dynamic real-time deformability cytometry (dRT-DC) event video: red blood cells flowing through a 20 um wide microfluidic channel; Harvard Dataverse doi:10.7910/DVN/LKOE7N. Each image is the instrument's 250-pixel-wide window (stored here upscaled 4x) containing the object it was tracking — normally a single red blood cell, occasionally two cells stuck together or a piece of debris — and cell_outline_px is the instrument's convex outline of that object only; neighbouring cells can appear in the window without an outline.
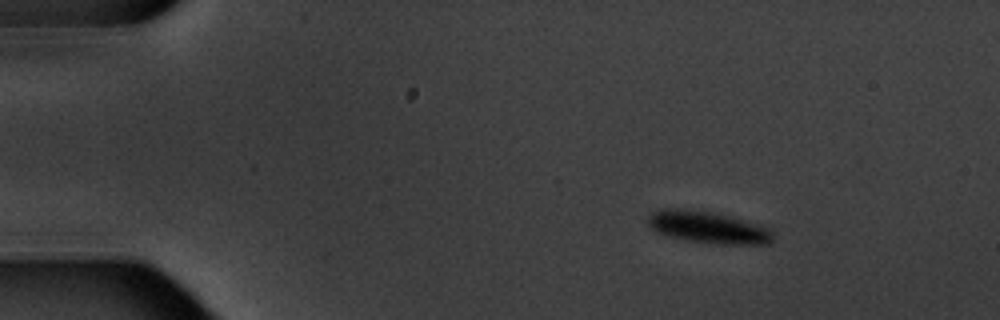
{"species": "common noctule bat (a hibernating species)", "species_latin": "Nyctalus noctula", "temperature_condition": "warm", "stored_images_in_passage": 7, "camera_frame_rate_fps": 3000, "um_per_image_px": 0.085, "animal": {"sex": "male", "body_mass_g": 20.1, "forearm_length_mm": 53.5}, "frame": {"image": 1, "passage_image": 1, "time_ms": 0.0, "image_size_px": [1000, 320], "cell_outline_px": [[772, 240], [768, 244], [720, 244], [688, 240], [668, 236], [656, 232], [648, 224], [648, 216], [652, 212], [660, 208], [680, 208], [712, 212], [732, 216], [772, 228]], "centroid_in_image_um": [60.18, 19.3], "position_along_channel_um": 24.8, "area_um2": 23.41}}
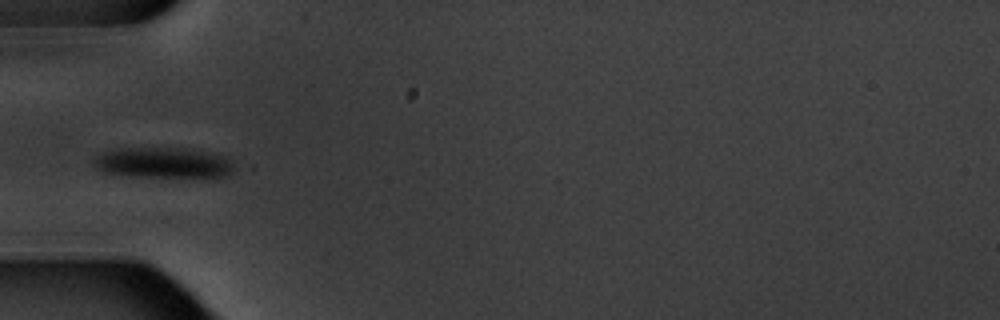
{"frame": {"image": 2, "passage_image": 4, "time_ms": 3.667, "image_size_px": [1000, 320], "cell_outline_px": [[236, 168], [232, 172], [224, 176], [132, 176], [100, 172], [92, 164], [92, 156], [104, 152], [124, 148], [176, 148], [212, 152], [224, 156], [236, 164]], "centroid_in_image_um": [13.84, 13.82], "position_along_channel_um": 71.2, "area_um2": 25.03}}
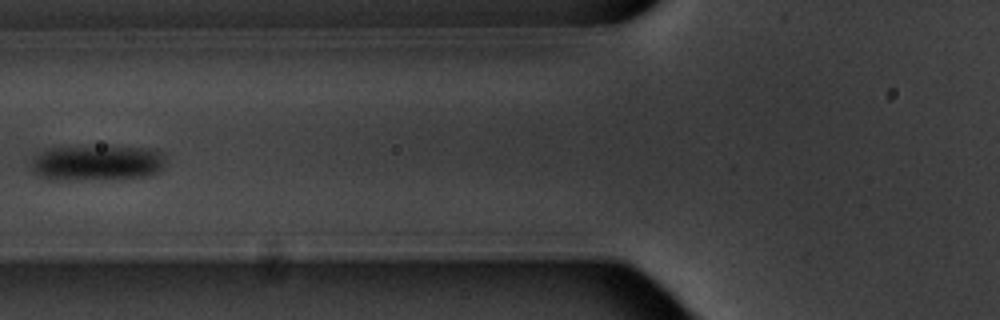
{"frame": {"image": 3, "passage_image": 5, "time_ms": 5.0, "image_size_px": [1000, 320], "cell_outline_px": [[164, 168], [148, 176], [84, 180], [72, 180], [40, 176], [32, 168], [32, 160], [40, 152], [48, 148], [108, 144], [156, 148], [160, 152], [164, 160]], "centroid_in_image_um": [8.32, 13.78], "position_along_channel_um": 117.5, "area_um2": 28.44}}